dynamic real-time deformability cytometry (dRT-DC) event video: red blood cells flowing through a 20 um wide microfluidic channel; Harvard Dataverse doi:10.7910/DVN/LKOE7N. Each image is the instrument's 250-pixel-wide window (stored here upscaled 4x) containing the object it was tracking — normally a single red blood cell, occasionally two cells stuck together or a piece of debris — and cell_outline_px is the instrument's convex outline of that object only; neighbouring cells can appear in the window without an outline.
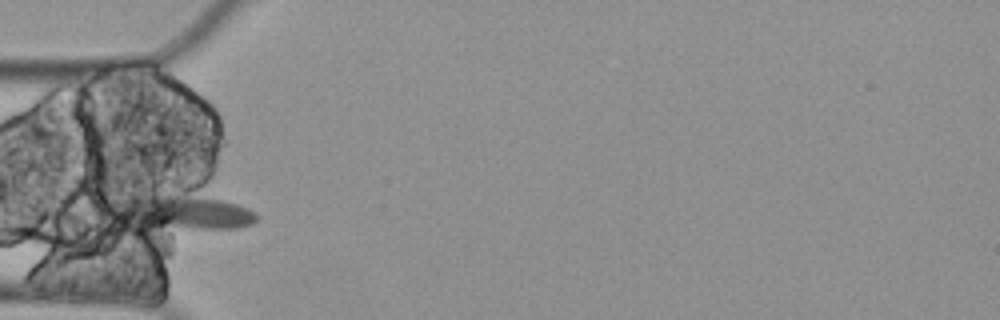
{"species": "Egyptian fruit bat (a non-hibernating species)", "species_latin": "Rousettus aegyptiacus", "temperature_condition": "cold", "stored_images_in_passage": 4, "camera_frame_rate_fps": 3000, "um_per_image_px": 0.085, "animal": {"sex": "female"}, "frame": {"image": 1, "passage_image": 4, "time_ms": 1.0, "image_size_px": [1000, 320], "cell_outline_px": [[256, 220], [252, 224], [240, 228], [144, 240], [116, 220], [104, 208], [104, 204], [120, 200], [152, 196], [172, 196], [220, 200], [236, 204], [252, 212], [256, 216]], "centroid_in_image_um": [15.11, 18.35], "position_along_channel_um": 69.9, "area_um2": 33.7}}